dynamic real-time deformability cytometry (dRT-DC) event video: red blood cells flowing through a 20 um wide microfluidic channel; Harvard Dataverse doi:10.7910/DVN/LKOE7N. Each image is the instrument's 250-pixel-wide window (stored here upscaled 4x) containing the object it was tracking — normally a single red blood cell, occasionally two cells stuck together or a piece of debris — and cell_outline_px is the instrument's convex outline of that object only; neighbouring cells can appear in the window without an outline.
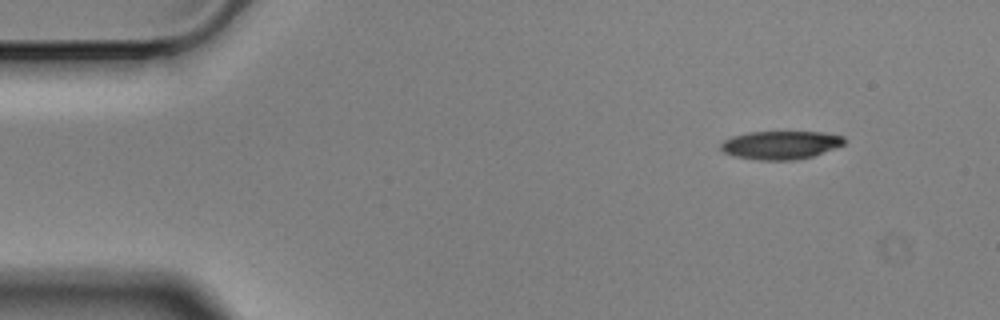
{"species": "Egyptian fruit bat (a non-hibernating species)", "species_latin": "Rousettus aegyptiacus", "temperature_condition": "cold", "stored_images_in_passage": 7, "camera_frame_rate_fps": 3000, "um_per_image_px": 0.085, "animal": {"sex": "male"}, "frame": {"image": 1, "passage_image": 1, "time_ms": 0.0, "image_size_px": [1000, 320], "cell_outline_px": [[844, 144], [812, 156], [796, 160], [760, 160], [732, 156], [724, 152], [720, 148], [720, 144], [724, 140], [732, 136], [748, 132], [824, 132], [844, 136]], "centroid_in_image_um": [66.32, 12.32], "position_along_channel_um": 18.7, "area_um2": 20.35}}
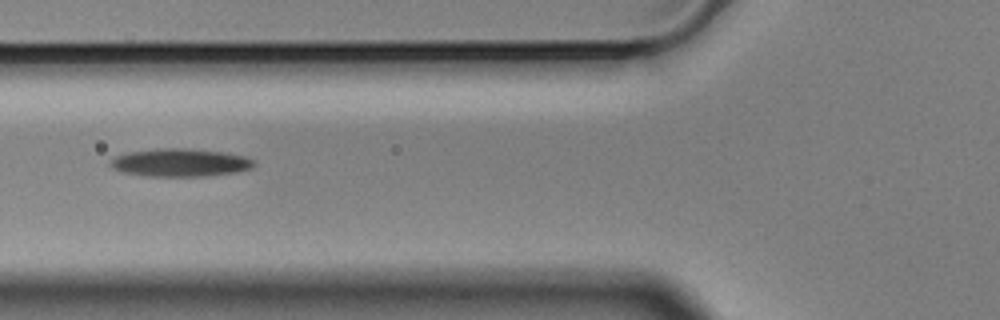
{"frame": {"image": 2, "passage_image": 5, "time_ms": 1.333, "image_size_px": [1000, 320], "cell_outline_px": [[256, 164], [252, 168], [236, 172], [204, 176], [148, 176], [124, 172], [112, 168], [108, 164], [116, 156], [124, 152], [156, 148], [184, 148], [220, 152], [244, 156], [256, 160]], "centroid_in_image_um": [15.3, 13.81], "position_along_channel_um": 110.5, "area_um2": 23.41}}
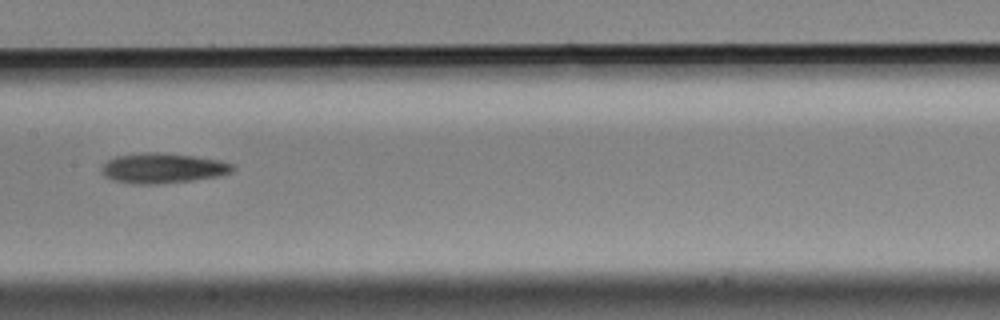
{"frame": {"image": 3, "passage_image": 7, "time_ms": 2.0, "image_size_px": [1000, 320], "cell_outline_px": [[236, 168], [232, 172], [220, 176], [192, 180], [160, 184], [132, 184], [112, 180], [104, 176], [100, 172], [100, 168], [108, 160], [116, 156], [148, 152], [156, 152], [192, 156], [220, 160], [232, 164]], "centroid_in_image_um": [13.82, 14.31], "position_along_channel_um": 193.6, "area_um2": 23.06}}